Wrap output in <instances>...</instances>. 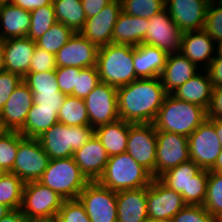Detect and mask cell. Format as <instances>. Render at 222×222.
<instances>
[{
    "label": "cell",
    "mask_w": 222,
    "mask_h": 222,
    "mask_svg": "<svg viewBox=\"0 0 222 222\" xmlns=\"http://www.w3.org/2000/svg\"><path fill=\"white\" fill-rule=\"evenodd\" d=\"M214 42V39L204 29L183 32L180 53L197 67L207 69L215 58L213 54L216 43ZM204 61L206 65L200 67L203 66ZM199 64L200 66H198Z\"/></svg>",
    "instance_id": "obj_23"
},
{
    "label": "cell",
    "mask_w": 222,
    "mask_h": 222,
    "mask_svg": "<svg viewBox=\"0 0 222 222\" xmlns=\"http://www.w3.org/2000/svg\"><path fill=\"white\" fill-rule=\"evenodd\" d=\"M33 104V93L22 80L0 111V124L3 130L19 132Z\"/></svg>",
    "instance_id": "obj_17"
},
{
    "label": "cell",
    "mask_w": 222,
    "mask_h": 222,
    "mask_svg": "<svg viewBox=\"0 0 222 222\" xmlns=\"http://www.w3.org/2000/svg\"><path fill=\"white\" fill-rule=\"evenodd\" d=\"M189 157L201 169L211 170L222 150L215 130V118H207L188 136Z\"/></svg>",
    "instance_id": "obj_10"
},
{
    "label": "cell",
    "mask_w": 222,
    "mask_h": 222,
    "mask_svg": "<svg viewBox=\"0 0 222 222\" xmlns=\"http://www.w3.org/2000/svg\"><path fill=\"white\" fill-rule=\"evenodd\" d=\"M23 81L28 85L33 94L36 91L60 90L55 70L27 73Z\"/></svg>",
    "instance_id": "obj_42"
},
{
    "label": "cell",
    "mask_w": 222,
    "mask_h": 222,
    "mask_svg": "<svg viewBox=\"0 0 222 222\" xmlns=\"http://www.w3.org/2000/svg\"><path fill=\"white\" fill-rule=\"evenodd\" d=\"M57 22L68 26L74 33H79L86 22V15L81 0H52Z\"/></svg>",
    "instance_id": "obj_31"
},
{
    "label": "cell",
    "mask_w": 222,
    "mask_h": 222,
    "mask_svg": "<svg viewBox=\"0 0 222 222\" xmlns=\"http://www.w3.org/2000/svg\"><path fill=\"white\" fill-rule=\"evenodd\" d=\"M75 33L61 22H56L43 36L35 40L36 46L56 54Z\"/></svg>",
    "instance_id": "obj_35"
},
{
    "label": "cell",
    "mask_w": 222,
    "mask_h": 222,
    "mask_svg": "<svg viewBox=\"0 0 222 222\" xmlns=\"http://www.w3.org/2000/svg\"><path fill=\"white\" fill-rule=\"evenodd\" d=\"M170 222H218L202 205H186Z\"/></svg>",
    "instance_id": "obj_44"
},
{
    "label": "cell",
    "mask_w": 222,
    "mask_h": 222,
    "mask_svg": "<svg viewBox=\"0 0 222 222\" xmlns=\"http://www.w3.org/2000/svg\"><path fill=\"white\" fill-rule=\"evenodd\" d=\"M215 130L219 137V141L222 147V120L221 119H215Z\"/></svg>",
    "instance_id": "obj_55"
},
{
    "label": "cell",
    "mask_w": 222,
    "mask_h": 222,
    "mask_svg": "<svg viewBox=\"0 0 222 222\" xmlns=\"http://www.w3.org/2000/svg\"><path fill=\"white\" fill-rule=\"evenodd\" d=\"M10 211L11 209L8 206L0 203V219L6 216Z\"/></svg>",
    "instance_id": "obj_57"
},
{
    "label": "cell",
    "mask_w": 222,
    "mask_h": 222,
    "mask_svg": "<svg viewBox=\"0 0 222 222\" xmlns=\"http://www.w3.org/2000/svg\"><path fill=\"white\" fill-rule=\"evenodd\" d=\"M208 177L209 170L201 169L189 160L165 171L158 179L168 188L179 192L187 205H203Z\"/></svg>",
    "instance_id": "obj_5"
},
{
    "label": "cell",
    "mask_w": 222,
    "mask_h": 222,
    "mask_svg": "<svg viewBox=\"0 0 222 222\" xmlns=\"http://www.w3.org/2000/svg\"><path fill=\"white\" fill-rule=\"evenodd\" d=\"M13 0H0V5L1 4H10L12 3Z\"/></svg>",
    "instance_id": "obj_59"
},
{
    "label": "cell",
    "mask_w": 222,
    "mask_h": 222,
    "mask_svg": "<svg viewBox=\"0 0 222 222\" xmlns=\"http://www.w3.org/2000/svg\"><path fill=\"white\" fill-rule=\"evenodd\" d=\"M37 109H55L58 114L66 98L60 90L36 91L33 94Z\"/></svg>",
    "instance_id": "obj_45"
},
{
    "label": "cell",
    "mask_w": 222,
    "mask_h": 222,
    "mask_svg": "<svg viewBox=\"0 0 222 222\" xmlns=\"http://www.w3.org/2000/svg\"><path fill=\"white\" fill-rule=\"evenodd\" d=\"M86 18L97 15L102 9L113 0H81Z\"/></svg>",
    "instance_id": "obj_51"
},
{
    "label": "cell",
    "mask_w": 222,
    "mask_h": 222,
    "mask_svg": "<svg viewBox=\"0 0 222 222\" xmlns=\"http://www.w3.org/2000/svg\"><path fill=\"white\" fill-rule=\"evenodd\" d=\"M64 199L39 181L26 182L21 212L30 222H54Z\"/></svg>",
    "instance_id": "obj_8"
},
{
    "label": "cell",
    "mask_w": 222,
    "mask_h": 222,
    "mask_svg": "<svg viewBox=\"0 0 222 222\" xmlns=\"http://www.w3.org/2000/svg\"><path fill=\"white\" fill-rule=\"evenodd\" d=\"M206 71L209 74L213 87H222V59L214 58Z\"/></svg>",
    "instance_id": "obj_50"
},
{
    "label": "cell",
    "mask_w": 222,
    "mask_h": 222,
    "mask_svg": "<svg viewBox=\"0 0 222 222\" xmlns=\"http://www.w3.org/2000/svg\"><path fill=\"white\" fill-rule=\"evenodd\" d=\"M49 157L38 138L24 137L18 132V149L12 169L24 183L38 181L46 170Z\"/></svg>",
    "instance_id": "obj_9"
},
{
    "label": "cell",
    "mask_w": 222,
    "mask_h": 222,
    "mask_svg": "<svg viewBox=\"0 0 222 222\" xmlns=\"http://www.w3.org/2000/svg\"><path fill=\"white\" fill-rule=\"evenodd\" d=\"M204 30L214 39L215 43L222 41V2L220 0L210 1Z\"/></svg>",
    "instance_id": "obj_41"
},
{
    "label": "cell",
    "mask_w": 222,
    "mask_h": 222,
    "mask_svg": "<svg viewBox=\"0 0 222 222\" xmlns=\"http://www.w3.org/2000/svg\"><path fill=\"white\" fill-rule=\"evenodd\" d=\"M84 101L93 129L120 119L116 87L100 82Z\"/></svg>",
    "instance_id": "obj_13"
},
{
    "label": "cell",
    "mask_w": 222,
    "mask_h": 222,
    "mask_svg": "<svg viewBox=\"0 0 222 222\" xmlns=\"http://www.w3.org/2000/svg\"><path fill=\"white\" fill-rule=\"evenodd\" d=\"M121 9L128 15L151 18L166 8L165 0H120Z\"/></svg>",
    "instance_id": "obj_38"
},
{
    "label": "cell",
    "mask_w": 222,
    "mask_h": 222,
    "mask_svg": "<svg viewBox=\"0 0 222 222\" xmlns=\"http://www.w3.org/2000/svg\"><path fill=\"white\" fill-rule=\"evenodd\" d=\"M3 46L5 70L23 79L29 73L36 42L29 37H18L3 40Z\"/></svg>",
    "instance_id": "obj_22"
},
{
    "label": "cell",
    "mask_w": 222,
    "mask_h": 222,
    "mask_svg": "<svg viewBox=\"0 0 222 222\" xmlns=\"http://www.w3.org/2000/svg\"><path fill=\"white\" fill-rule=\"evenodd\" d=\"M23 79L12 72L0 71V111Z\"/></svg>",
    "instance_id": "obj_48"
},
{
    "label": "cell",
    "mask_w": 222,
    "mask_h": 222,
    "mask_svg": "<svg viewBox=\"0 0 222 222\" xmlns=\"http://www.w3.org/2000/svg\"><path fill=\"white\" fill-rule=\"evenodd\" d=\"M4 70H5L4 46H3V40L0 39V71Z\"/></svg>",
    "instance_id": "obj_54"
},
{
    "label": "cell",
    "mask_w": 222,
    "mask_h": 222,
    "mask_svg": "<svg viewBox=\"0 0 222 222\" xmlns=\"http://www.w3.org/2000/svg\"><path fill=\"white\" fill-rule=\"evenodd\" d=\"M30 12L19 6L0 5V39L27 37L30 27ZM3 31V32H2Z\"/></svg>",
    "instance_id": "obj_29"
},
{
    "label": "cell",
    "mask_w": 222,
    "mask_h": 222,
    "mask_svg": "<svg viewBox=\"0 0 222 222\" xmlns=\"http://www.w3.org/2000/svg\"><path fill=\"white\" fill-rule=\"evenodd\" d=\"M143 43L156 46L167 54L179 53L183 32L171 19L166 8L148 19Z\"/></svg>",
    "instance_id": "obj_16"
},
{
    "label": "cell",
    "mask_w": 222,
    "mask_h": 222,
    "mask_svg": "<svg viewBox=\"0 0 222 222\" xmlns=\"http://www.w3.org/2000/svg\"><path fill=\"white\" fill-rule=\"evenodd\" d=\"M207 118L222 120V87L213 88L211 103L207 110Z\"/></svg>",
    "instance_id": "obj_49"
},
{
    "label": "cell",
    "mask_w": 222,
    "mask_h": 222,
    "mask_svg": "<svg viewBox=\"0 0 222 222\" xmlns=\"http://www.w3.org/2000/svg\"><path fill=\"white\" fill-rule=\"evenodd\" d=\"M167 95L160 77L136 79L117 88L120 119L132 123H153Z\"/></svg>",
    "instance_id": "obj_1"
},
{
    "label": "cell",
    "mask_w": 222,
    "mask_h": 222,
    "mask_svg": "<svg viewBox=\"0 0 222 222\" xmlns=\"http://www.w3.org/2000/svg\"><path fill=\"white\" fill-rule=\"evenodd\" d=\"M147 212V187L117 192V222H145Z\"/></svg>",
    "instance_id": "obj_24"
},
{
    "label": "cell",
    "mask_w": 222,
    "mask_h": 222,
    "mask_svg": "<svg viewBox=\"0 0 222 222\" xmlns=\"http://www.w3.org/2000/svg\"><path fill=\"white\" fill-rule=\"evenodd\" d=\"M217 219H218V222H222V215L218 217Z\"/></svg>",
    "instance_id": "obj_63"
},
{
    "label": "cell",
    "mask_w": 222,
    "mask_h": 222,
    "mask_svg": "<svg viewBox=\"0 0 222 222\" xmlns=\"http://www.w3.org/2000/svg\"><path fill=\"white\" fill-rule=\"evenodd\" d=\"M54 222H90L84 206L78 199L64 200Z\"/></svg>",
    "instance_id": "obj_43"
},
{
    "label": "cell",
    "mask_w": 222,
    "mask_h": 222,
    "mask_svg": "<svg viewBox=\"0 0 222 222\" xmlns=\"http://www.w3.org/2000/svg\"><path fill=\"white\" fill-rule=\"evenodd\" d=\"M210 215L218 218L222 215V174L209 171L206 198L202 205Z\"/></svg>",
    "instance_id": "obj_37"
},
{
    "label": "cell",
    "mask_w": 222,
    "mask_h": 222,
    "mask_svg": "<svg viewBox=\"0 0 222 222\" xmlns=\"http://www.w3.org/2000/svg\"><path fill=\"white\" fill-rule=\"evenodd\" d=\"M90 222H117V192L90 181L77 198Z\"/></svg>",
    "instance_id": "obj_11"
},
{
    "label": "cell",
    "mask_w": 222,
    "mask_h": 222,
    "mask_svg": "<svg viewBox=\"0 0 222 222\" xmlns=\"http://www.w3.org/2000/svg\"><path fill=\"white\" fill-rule=\"evenodd\" d=\"M210 171H216V172L222 174V150L220 151V154L217 158V161H216L214 167Z\"/></svg>",
    "instance_id": "obj_56"
},
{
    "label": "cell",
    "mask_w": 222,
    "mask_h": 222,
    "mask_svg": "<svg viewBox=\"0 0 222 222\" xmlns=\"http://www.w3.org/2000/svg\"><path fill=\"white\" fill-rule=\"evenodd\" d=\"M157 138L153 123H129L126 153L155 178Z\"/></svg>",
    "instance_id": "obj_12"
},
{
    "label": "cell",
    "mask_w": 222,
    "mask_h": 222,
    "mask_svg": "<svg viewBox=\"0 0 222 222\" xmlns=\"http://www.w3.org/2000/svg\"><path fill=\"white\" fill-rule=\"evenodd\" d=\"M93 134L91 126H68L58 122L38 137V140L50 160L62 159L72 157Z\"/></svg>",
    "instance_id": "obj_7"
},
{
    "label": "cell",
    "mask_w": 222,
    "mask_h": 222,
    "mask_svg": "<svg viewBox=\"0 0 222 222\" xmlns=\"http://www.w3.org/2000/svg\"><path fill=\"white\" fill-rule=\"evenodd\" d=\"M0 222H30L20 209L11 210L6 216L0 219Z\"/></svg>",
    "instance_id": "obj_53"
},
{
    "label": "cell",
    "mask_w": 222,
    "mask_h": 222,
    "mask_svg": "<svg viewBox=\"0 0 222 222\" xmlns=\"http://www.w3.org/2000/svg\"><path fill=\"white\" fill-rule=\"evenodd\" d=\"M3 131H4V130H3V128H2V125L0 124V135L2 134Z\"/></svg>",
    "instance_id": "obj_62"
},
{
    "label": "cell",
    "mask_w": 222,
    "mask_h": 222,
    "mask_svg": "<svg viewBox=\"0 0 222 222\" xmlns=\"http://www.w3.org/2000/svg\"><path fill=\"white\" fill-rule=\"evenodd\" d=\"M187 204L182 195L168 188L158 178L147 186V212L153 220L170 222Z\"/></svg>",
    "instance_id": "obj_14"
},
{
    "label": "cell",
    "mask_w": 222,
    "mask_h": 222,
    "mask_svg": "<svg viewBox=\"0 0 222 222\" xmlns=\"http://www.w3.org/2000/svg\"><path fill=\"white\" fill-rule=\"evenodd\" d=\"M18 149V131H3L0 135V168L12 172Z\"/></svg>",
    "instance_id": "obj_39"
},
{
    "label": "cell",
    "mask_w": 222,
    "mask_h": 222,
    "mask_svg": "<svg viewBox=\"0 0 222 222\" xmlns=\"http://www.w3.org/2000/svg\"><path fill=\"white\" fill-rule=\"evenodd\" d=\"M80 69L73 66L56 68L57 84L64 95L69 96L73 93L74 88H76L77 73Z\"/></svg>",
    "instance_id": "obj_47"
},
{
    "label": "cell",
    "mask_w": 222,
    "mask_h": 222,
    "mask_svg": "<svg viewBox=\"0 0 222 222\" xmlns=\"http://www.w3.org/2000/svg\"><path fill=\"white\" fill-rule=\"evenodd\" d=\"M217 48H216V54L215 58H221L222 59V41L216 43Z\"/></svg>",
    "instance_id": "obj_58"
},
{
    "label": "cell",
    "mask_w": 222,
    "mask_h": 222,
    "mask_svg": "<svg viewBox=\"0 0 222 222\" xmlns=\"http://www.w3.org/2000/svg\"><path fill=\"white\" fill-rule=\"evenodd\" d=\"M24 182L11 172H6L0 179V203L11 210L20 209Z\"/></svg>",
    "instance_id": "obj_34"
},
{
    "label": "cell",
    "mask_w": 222,
    "mask_h": 222,
    "mask_svg": "<svg viewBox=\"0 0 222 222\" xmlns=\"http://www.w3.org/2000/svg\"><path fill=\"white\" fill-rule=\"evenodd\" d=\"M5 174V172L0 168V179Z\"/></svg>",
    "instance_id": "obj_61"
},
{
    "label": "cell",
    "mask_w": 222,
    "mask_h": 222,
    "mask_svg": "<svg viewBox=\"0 0 222 222\" xmlns=\"http://www.w3.org/2000/svg\"><path fill=\"white\" fill-rule=\"evenodd\" d=\"M94 134L106 149L109 157L125 153L129 135V122L118 119L115 122L95 128Z\"/></svg>",
    "instance_id": "obj_30"
},
{
    "label": "cell",
    "mask_w": 222,
    "mask_h": 222,
    "mask_svg": "<svg viewBox=\"0 0 222 222\" xmlns=\"http://www.w3.org/2000/svg\"><path fill=\"white\" fill-rule=\"evenodd\" d=\"M75 163L89 181H97L104 172L109 156L95 134L74 152Z\"/></svg>",
    "instance_id": "obj_21"
},
{
    "label": "cell",
    "mask_w": 222,
    "mask_h": 222,
    "mask_svg": "<svg viewBox=\"0 0 222 222\" xmlns=\"http://www.w3.org/2000/svg\"><path fill=\"white\" fill-rule=\"evenodd\" d=\"M58 122V114L55 109H37V105L33 104L19 133L24 137L38 138Z\"/></svg>",
    "instance_id": "obj_32"
},
{
    "label": "cell",
    "mask_w": 222,
    "mask_h": 222,
    "mask_svg": "<svg viewBox=\"0 0 222 222\" xmlns=\"http://www.w3.org/2000/svg\"><path fill=\"white\" fill-rule=\"evenodd\" d=\"M100 82L96 66L81 68L77 73L76 88H74L71 96L85 99Z\"/></svg>",
    "instance_id": "obj_40"
},
{
    "label": "cell",
    "mask_w": 222,
    "mask_h": 222,
    "mask_svg": "<svg viewBox=\"0 0 222 222\" xmlns=\"http://www.w3.org/2000/svg\"><path fill=\"white\" fill-rule=\"evenodd\" d=\"M197 70L198 67L180 52L168 54L166 64L160 75L166 93L171 94L197 74Z\"/></svg>",
    "instance_id": "obj_26"
},
{
    "label": "cell",
    "mask_w": 222,
    "mask_h": 222,
    "mask_svg": "<svg viewBox=\"0 0 222 222\" xmlns=\"http://www.w3.org/2000/svg\"><path fill=\"white\" fill-rule=\"evenodd\" d=\"M207 119L200 105L167 94L153 122L156 130L189 136Z\"/></svg>",
    "instance_id": "obj_2"
},
{
    "label": "cell",
    "mask_w": 222,
    "mask_h": 222,
    "mask_svg": "<svg viewBox=\"0 0 222 222\" xmlns=\"http://www.w3.org/2000/svg\"><path fill=\"white\" fill-rule=\"evenodd\" d=\"M153 177L128 153L110 156L97 182L112 191L138 189L151 184Z\"/></svg>",
    "instance_id": "obj_4"
},
{
    "label": "cell",
    "mask_w": 222,
    "mask_h": 222,
    "mask_svg": "<svg viewBox=\"0 0 222 222\" xmlns=\"http://www.w3.org/2000/svg\"><path fill=\"white\" fill-rule=\"evenodd\" d=\"M60 195L64 200L77 199L90 182L72 157L49 160L46 170L38 180Z\"/></svg>",
    "instance_id": "obj_6"
},
{
    "label": "cell",
    "mask_w": 222,
    "mask_h": 222,
    "mask_svg": "<svg viewBox=\"0 0 222 222\" xmlns=\"http://www.w3.org/2000/svg\"><path fill=\"white\" fill-rule=\"evenodd\" d=\"M121 11L120 0H113L97 15L87 18L79 33L98 48L111 44L113 28Z\"/></svg>",
    "instance_id": "obj_18"
},
{
    "label": "cell",
    "mask_w": 222,
    "mask_h": 222,
    "mask_svg": "<svg viewBox=\"0 0 222 222\" xmlns=\"http://www.w3.org/2000/svg\"><path fill=\"white\" fill-rule=\"evenodd\" d=\"M58 121L68 126H90L84 99L66 96L58 113Z\"/></svg>",
    "instance_id": "obj_33"
},
{
    "label": "cell",
    "mask_w": 222,
    "mask_h": 222,
    "mask_svg": "<svg viewBox=\"0 0 222 222\" xmlns=\"http://www.w3.org/2000/svg\"><path fill=\"white\" fill-rule=\"evenodd\" d=\"M203 72L205 74L202 72L195 74L171 94L180 100L200 105L208 110L214 87L206 69Z\"/></svg>",
    "instance_id": "obj_28"
},
{
    "label": "cell",
    "mask_w": 222,
    "mask_h": 222,
    "mask_svg": "<svg viewBox=\"0 0 222 222\" xmlns=\"http://www.w3.org/2000/svg\"><path fill=\"white\" fill-rule=\"evenodd\" d=\"M168 54L156 46L142 43L133 46L134 70L138 79L160 77Z\"/></svg>",
    "instance_id": "obj_25"
},
{
    "label": "cell",
    "mask_w": 222,
    "mask_h": 222,
    "mask_svg": "<svg viewBox=\"0 0 222 222\" xmlns=\"http://www.w3.org/2000/svg\"><path fill=\"white\" fill-rule=\"evenodd\" d=\"M98 47L80 33H75L55 54L57 67L88 68L96 66Z\"/></svg>",
    "instance_id": "obj_20"
},
{
    "label": "cell",
    "mask_w": 222,
    "mask_h": 222,
    "mask_svg": "<svg viewBox=\"0 0 222 222\" xmlns=\"http://www.w3.org/2000/svg\"><path fill=\"white\" fill-rule=\"evenodd\" d=\"M156 138L155 178L190 160L187 136L156 130Z\"/></svg>",
    "instance_id": "obj_15"
},
{
    "label": "cell",
    "mask_w": 222,
    "mask_h": 222,
    "mask_svg": "<svg viewBox=\"0 0 222 222\" xmlns=\"http://www.w3.org/2000/svg\"><path fill=\"white\" fill-rule=\"evenodd\" d=\"M31 59L29 73L46 72L57 68L55 55L40 47H35Z\"/></svg>",
    "instance_id": "obj_46"
},
{
    "label": "cell",
    "mask_w": 222,
    "mask_h": 222,
    "mask_svg": "<svg viewBox=\"0 0 222 222\" xmlns=\"http://www.w3.org/2000/svg\"><path fill=\"white\" fill-rule=\"evenodd\" d=\"M211 0H165L166 10L182 32L204 29Z\"/></svg>",
    "instance_id": "obj_19"
},
{
    "label": "cell",
    "mask_w": 222,
    "mask_h": 222,
    "mask_svg": "<svg viewBox=\"0 0 222 222\" xmlns=\"http://www.w3.org/2000/svg\"><path fill=\"white\" fill-rule=\"evenodd\" d=\"M96 67L102 83L116 88L137 78L133 63V46L108 44L98 48Z\"/></svg>",
    "instance_id": "obj_3"
},
{
    "label": "cell",
    "mask_w": 222,
    "mask_h": 222,
    "mask_svg": "<svg viewBox=\"0 0 222 222\" xmlns=\"http://www.w3.org/2000/svg\"><path fill=\"white\" fill-rule=\"evenodd\" d=\"M52 0H13L12 4L19 6L29 12L45 5H50Z\"/></svg>",
    "instance_id": "obj_52"
},
{
    "label": "cell",
    "mask_w": 222,
    "mask_h": 222,
    "mask_svg": "<svg viewBox=\"0 0 222 222\" xmlns=\"http://www.w3.org/2000/svg\"><path fill=\"white\" fill-rule=\"evenodd\" d=\"M31 21L27 37L37 40L57 22L53 3L36 8L30 12Z\"/></svg>",
    "instance_id": "obj_36"
},
{
    "label": "cell",
    "mask_w": 222,
    "mask_h": 222,
    "mask_svg": "<svg viewBox=\"0 0 222 222\" xmlns=\"http://www.w3.org/2000/svg\"><path fill=\"white\" fill-rule=\"evenodd\" d=\"M145 222H164V221L153 220V219L148 218Z\"/></svg>",
    "instance_id": "obj_60"
},
{
    "label": "cell",
    "mask_w": 222,
    "mask_h": 222,
    "mask_svg": "<svg viewBox=\"0 0 222 222\" xmlns=\"http://www.w3.org/2000/svg\"><path fill=\"white\" fill-rule=\"evenodd\" d=\"M147 18L128 15L121 11L113 28L112 44L138 46L145 40Z\"/></svg>",
    "instance_id": "obj_27"
}]
</instances>
